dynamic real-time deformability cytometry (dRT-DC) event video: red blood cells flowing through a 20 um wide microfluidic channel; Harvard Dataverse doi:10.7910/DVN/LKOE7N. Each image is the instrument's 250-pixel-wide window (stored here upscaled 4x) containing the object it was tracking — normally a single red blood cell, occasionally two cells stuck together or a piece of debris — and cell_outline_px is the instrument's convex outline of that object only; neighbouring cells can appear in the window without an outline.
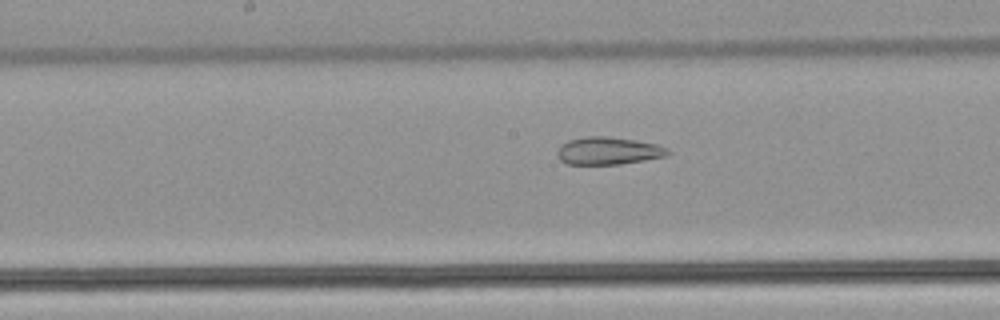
{"species": "common noctule bat (a hibernating species)", "species_latin": "Nyctalus noctula", "temperature_condition": "warm", "stored_images_in_passage": 47, "camera_frame_rate_fps": 3000, "um_per_image_px": 0.085, "animal": {"sex": "male", "body_mass_g": 21.5, "forearm_length_mm": 52.0}, "frame": {"image": 1, "passage_image": 22, "time_ms": 7.0, "image_size_px": [1000, 320], "cell_outline_px": [[672, 152], [664, 156], [644, 160], [620, 164], [568, 164], [560, 160], [556, 156], [556, 152], [560, 144], [568, 140], [588, 136], [608, 136], [636, 140], [656, 144], [668, 148]], "centroid_in_image_um": [51.67, 12.81], "position_along_channel_um": 196.5, "area_um2": 17.86}}
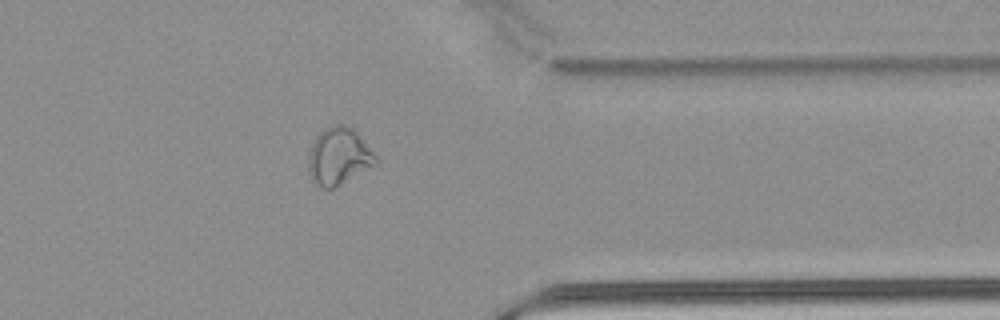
{"frame": {"image": 2, "passage_image": 37, "time_ms": 12.0, "image_size_px": [1000, 320], "cell_outline_px": [[380, 164], [332, 188], [320, 188], [312, 184], [308, 176], [308, 152], [316, 136], [324, 128], [332, 124], [348, 124], [356, 132], [380, 160]], "centroid_in_image_um": [28.78, 13.31], "position_along_channel_um": 382.6, "area_um2": 23.0}}
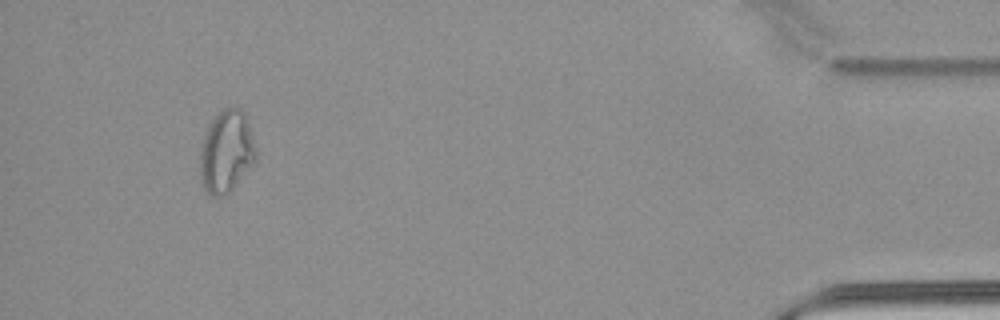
{"frame": {"image": 3, "passage_image": 44, "time_ms": 14.333, "image_size_px": [1000, 320], "cell_outline_px": [[256, 160], [228, 192], [224, 196], [212, 196], [204, 188], [200, 180], [200, 152], [204, 132], [208, 124], [220, 108], [240, 108], [244, 112], [256, 148]], "centroid_in_image_um": [19.21, 12.85], "position_along_channel_um": 416.0, "area_um2": 26.7}, "authors_computed_cell_mechanics": {"area_um2": 23.12, "velocity_mm_per_s": 3.9093, "shape_relaxation_time_tau1_ms": null, "shape_relaxation_time_tau2_ms": 2.7897, "deformation_change_tau1": null, "deformation_change_tau2": 0.1065}}